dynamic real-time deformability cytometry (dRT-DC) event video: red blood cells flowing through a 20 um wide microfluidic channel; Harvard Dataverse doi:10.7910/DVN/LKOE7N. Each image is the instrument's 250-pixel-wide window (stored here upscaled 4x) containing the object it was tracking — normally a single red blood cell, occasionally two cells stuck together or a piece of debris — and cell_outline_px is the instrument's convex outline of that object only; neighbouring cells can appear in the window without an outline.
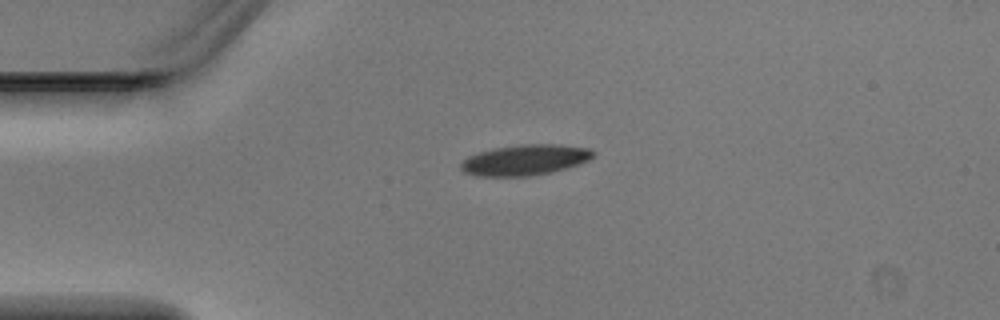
{"species": "Egyptian fruit bat (a non-hibernating species)", "species_latin": "Rousettus aegyptiacus", "temperature_condition": "warm", "stored_images_in_passage": 2, "camera_frame_rate_fps": 3000, "um_per_image_px": 0.085, "animal": {"sex": "male"}, "frame": {"image": 1, "passage_image": 1, "time_ms": 0.0, "image_size_px": [1000, 320], "cell_outline_px": [[596, 152], [588, 160], [580, 164], [568, 168], [552, 172], [532, 176], [476, 176], [464, 172], [460, 168], [460, 164], [468, 156], [480, 152], [496, 148], [524, 144], [552, 144], [588, 148]], "centroid_in_image_um": [44.63, 13.61], "position_along_channel_um": 40.4, "area_um2": 23.52}}